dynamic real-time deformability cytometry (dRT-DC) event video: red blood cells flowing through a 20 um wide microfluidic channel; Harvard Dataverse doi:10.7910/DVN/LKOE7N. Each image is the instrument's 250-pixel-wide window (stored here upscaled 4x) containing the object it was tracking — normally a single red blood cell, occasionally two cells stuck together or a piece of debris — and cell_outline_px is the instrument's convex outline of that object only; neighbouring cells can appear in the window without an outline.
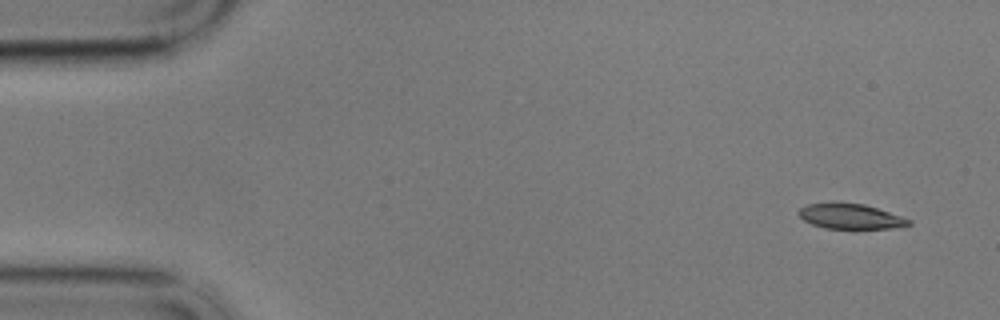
{"species": "common noctule bat (a hibernating species)", "species_latin": "Nyctalus noctula", "temperature_condition": "cold", "stored_images_in_passage": 56, "camera_frame_rate_fps": 3000, "um_per_image_px": 0.085, "animal": {"sex": "male", "body_mass_g": 17.9}, "frame": {"image": 1, "passage_image": 1, "time_ms": 0.0, "image_size_px": [1000, 320], "cell_outline_px": [[912, 224], [888, 228], [856, 232], [852, 232], [824, 228], [812, 224], [804, 220], [796, 212], [800, 208], [808, 204], [832, 200], [864, 204], [912, 220]], "centroid_in_image_um": [72.24, 18.41], "position_along_channel_um": 12.8, "area_um2": 17.28}}
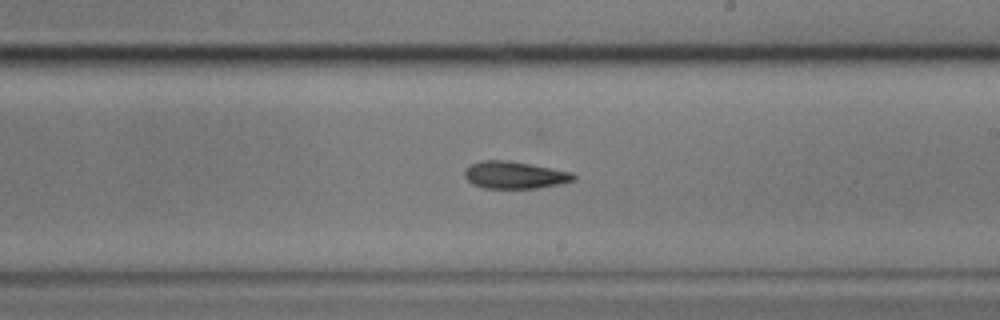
{"frame": {"image": 2, "passage_image": 31, "time_ms": 10.0, "image_size_px": [1000, 320], "cell_outline_px": [[576, 180], [560, 184], [536, 188], [484, 188], [472, 184], [464, 176], [464, 168], [480, 160], [508, 160], [572, 172], [576, 176]], "centroid_in_image_um": [43.73, 14.87], "position_along_channel_um": 245.3, "area_um2": 17.34}}
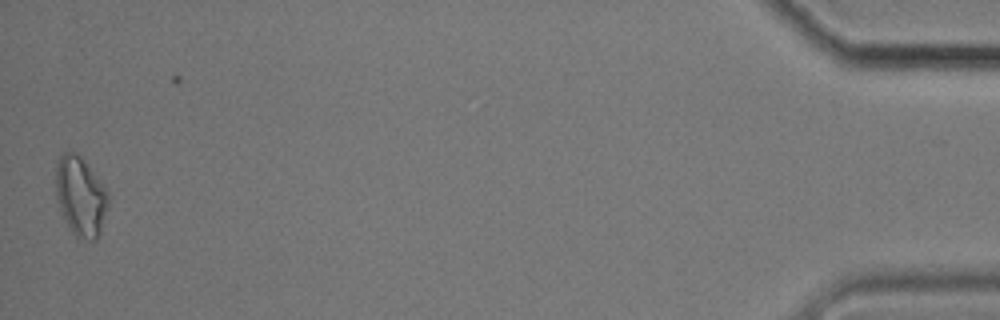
{"frame": {"image": 3, "passage_image": 55, "time_ms": 18.0, "image_size_px": [1000, 320], "cell_outline_px": [[108, 208], [100, 232], [96, 240], [88, 240], [76, 236], [72, 232], [60, 212], [56, 196], [56, 164], [60, 156], [64, 152], [76, 152], [84, 160], [108, 192]], "centroid_in_image_um": [6.84, 16.69], "position_along_channel_um": 428.4, "area_um2": 24.16}, "authors_computed_cell_mechanics": {"area_um2": 17.7735, "velocity_mm_per_s": 3.4341, "shape_relaxation_time_tau1_ms": 5.0124, "shape_relaxation_time_tau2_ms": null, "deformation_change_tau1": 0.1245, "deformation_change_tau2": null}}